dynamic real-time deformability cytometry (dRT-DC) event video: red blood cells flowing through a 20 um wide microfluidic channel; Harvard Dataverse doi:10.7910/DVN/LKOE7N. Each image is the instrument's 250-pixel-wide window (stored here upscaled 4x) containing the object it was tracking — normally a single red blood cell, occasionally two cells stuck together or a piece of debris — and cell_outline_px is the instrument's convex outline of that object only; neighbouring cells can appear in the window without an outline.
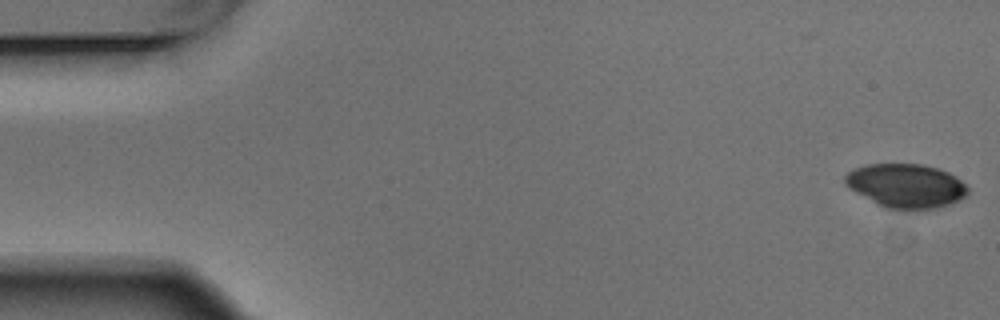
{"species": "Egyptian fruit bat (a non-hibernating species)", "species_latin": "Rousettus aegyptiacus", "temperature_condition": "warm", "stored_images_in_passage": 5, "camera_frame_rate_fps": 3000, "um_per_image_px": 0.085, "animal": {"sex": "male"}, "frame": {"image": 1, "passage_image": 1, "time_ms": 0.0, "image_size_px": [1000, 320], "cell_outline_px": [[968, 192], [960, 200], [936, 208], [912, 212], [904, 212], [884, 208], [848, 188], [844, 184], [844, 176], [848, 172], [856, 168], [868, 164], [920, 164], [936, 168], [948, 172], [956, 176], [968, 188]], "centroid_in_image_um": [76.99, 15.83], "position_along_channel_um": 8.0, "area_um2": 31.96}}